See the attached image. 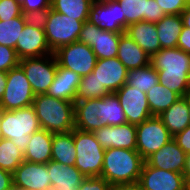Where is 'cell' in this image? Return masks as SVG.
Masks as SVG:
<instances>
[{
    "mask_svg": "<svg viewBox=\"0 0 190 190\" xmlns=\"http://www.w3.org/2000/svg\"><path fill=\"white\" fill-rule=\"evenodd\" d=\"M166 15H181L190 0H155Z\"/></svg>",
    "mask_w": 190,
    "mask_h": 190,
    "instance_id": "cell-40",
    "label": "cell"
},
{
    "mask_svg": "<svg viewBox=\"0 0 190 190\" xmlns=\"http://www.w3.org/2000/svg\"><path fill=\"white\" fill-rule=\"evenodd\" d=\"M51 60L43 57L23 58L19 66L25 72L35 95L46 94L49 86L53 83L57 71V60L52 53ZM44 61H43V59Z\"/></svg>",
    "mask_w": 190,
    "mask_h": 190,
    "instance_id": "cell-10",
    "label": "cell"
},
{
    "mask_svg": "<svg viewBox=\"0 0 190 190\" xmlns=\"http://www.w3.org/2000/svg\"><path fill=\"white\" fill-rule=\"evenodd\" d=\"M50 10L51 7L45 10L22 12L25 24L44 30Z\"/></svg>",
    "mask_w": 190,
    "mask_h": 190,
    "instance_id": "cell-38",
    "label": "cell"
},
{
    "mask_svg": "<svg viewBox=\"0 0 190 190\" xmlns=\"http://www.w3.org/2000/svg\"><path fill=\"white\" fill-rule=\"evenodd\" d=\"M112 187L103 177H86L78 190H112Z\"/></svg>",
    "mask_w": 190,
    "mask_h": 190,
    "instance_id": "cell-41",
    "label": "cell"
},
{
    "mask_svg": "<svg viewBox=\"0 0 190 190\" xmlns=\"http://www.w3.org/2000/svg\"><path fill=\"white\" fill-rule=\"evenodd\" d=\"M47 169L50 176V190H78L86 178L75 166H67L56 161H49Z\"/></svg>",
    "mask_w": 190,
    "mask_h": 190,
    "instance_id": "cell-21",
    "label": "cell"
},
{
    "mask_svg": "<svg viewBox=\"0 0 190 190\" xmlns=\"http://www.w3.org/2000/svg\"><path fill=\"white\" fill-rule=\"evenodd\" d=\"M122 34L101 30L87 20L82 25L78 41L90 46L97 59H106L117 56Z\"/></svg>",
    "mask_w": 190,
    "mask_h": 190,
    "instance_id": "cell-11",
    "label": "cell"
},
{
    "mask_svg": "<svg viewBox=\"0 0 190 190\" xmlns=\"http://www.w3.org/2000/svg\"><path fill=\"white\" fill-rule=\"evenodd\" d=\"M116 57L128 70L141 68L150 64V57L147 53L125 33L120 36Z\"/></svg>",
    "mask_w": 190,
    "mask_h": 190,
    "instance_id": "cell-25",
    "label": "cell"
},
{
    "mask_svg": "<svg viewBox=\"0 0 190 190\" xmlns=\"http://www.w3.org/2000/svg\"><path fill=\"white\" fill-rule=\"evenodd\" d=\"M177 47L190 54V28L183 27L178 39Z\"/></svg>",
    "mask_w": 190,
    "mask_h": 190,
    "instance_id": "cell-44",
    "label": "cell"
},
{
    "mask_svg": "<svg viewBox=\"0 0 190 190\" xmlns=\"http://www.w3.org/2000/svg\"><path fill=\"white\" fill-rule=\"evenodd\" d=\"M146 95L152 116H160L181 98L177 93L167 89L160 83L149 89Z\"/></svg>",
    "mask_w": 190,
    "mask_h": 190,
    "instance_id": "cell-31",
    "label": "cell"
},
{
    "mask_svg": "<svg viewBox=\"0 0 190 190\" xmlns=\"http://www.w3.org/2000/svg\"><path fill=\"white\" fill-rule=\"evenodd\" d=\"M92 73L109 93H115L124 86L128 77V69L117 57L97 59Z\"/></svg>",
    "mask_w": 190,
    "mask_h": 190,
    "instance_id": "cell-17",
    "label": "cell"
},
{
    "mask_svg": "<svg viewBox=\"0 0 190 190\" xmlns=\"http://www.w3.org/2000/svg\"><path fill=\"white\" fill-rule=\"evenodd\" d=\"M159 117L172 136L185 130L190 125L189 110L183 97L173 103Z\"/></svg>",
    "mask_w": 190,
    "mask_h": 190,
    "instance_id": "cell-28",
    "label": "cell"
},
{
    "mask_svg": "<svg viewBox=\"0 0 190 190\" xmlns=\"http://www.w3.org/2000/svg\"><path fill=\"white\" fill-rule=\"evenodd\" d=\"M125 34L133 39L149 57L161 50L155 23L146 21L132 23L126 28Z\"/></svg>",
    "mask_w": 190,
    "mask_h": 190,
    "instance_id": "cell-22",
    "label": "cell"
},
{
    "mask_svg": "<svg viewBox=\"0 0 190 190\" xmlns=\"http://www.w3.org/2000/svg\"><path fill=\"white\" fill-rule=\"evenodd\" d=\"M82 25V21L51 9L44 28L50 49L55 52L63 45L78 41Z\"/></svg>",
    "mask_w": 190,
    "mask_h": 190,
    "instance_id": "cell-8",
    "label": "cell"
},
{
    "mask_svg": "<svg viewBox=\"0 0 190 190\" xmlns=\"http://www.w3.org/2000/svg\"><path fill=\"white\" fill-rule=\"evenodd\" d=\"M13 174L0 168V190H12Z\"/></svg>",
    "mask_w": 190,
    "mask_h": 190,
    "instance_id": "cell-45",
    "label": "cell"
},
{
    "mask_svg": "<svg viewBox=\"0 0 190 190\" xmlns=\"http://www.w3.org/2000/svg\"><path fill=\"white\" fill-rule=\"evenodd\" d=\"M109 92L105 87L101 86L93 73L82 76L76 90L75 102L84 101L95 98H102L108 95Z\"/></svg>",
    "mask_w": 190,
    "mask_h": 190,
    "instance_id": "cell-35",
    "label": "cell"
},
{
    "mask_svg": "<svg viewBox=\"0 0 190 190\" xmlns=\"http://www.w3.org/2000/svg\"><path fill=\"white\" fill-rule=\"evenodd\" d=\"M183 174L184 176H190V152L186 154V163Z\"/></svg>",
    "mask_w": 190,
    "mask_h": 190,
    "instance_id": "cell-49",
    "label": "cell"
},
{
    "mask_svg": "<svg viewBox=\"0 0 190 190\" xmlns=\"http://www.w3.org/2000/svg\"><path fill=\"white\" fill-rule=\"evenodd\" d=\"M54 55L57 63L80 77L92 73L97 57L92 48L79 41L59 47Z\"/></svg>",
    "mask_w": 190,
    "mask_h": 190,
    "instance_id": "cell-9",
    "label": "cell"
},
{
    "mask_svg": "<svg viewBox=\"0 0 190 190\" xmlns=\"http://www.w3.org/2000/svg\"><path fill=\"white\" fill-rule=\"evenodd\" d=\"M41 128L33 106L17 110H0L1 138L11 139L20 150L25 152L33 133Z\"/></svg>",
    "mask_w": 190,
    "mask_h": 190,
    "instance_id": "cell-4",
    "label": "cell"
},
{
    "mask_svg": "<svg viewBox=\"0 0 190 190\" xmlns=\"http://www.w3.org/2000/svg\"><path fill=\"white\" fill-rule=\"evenodd\" d=\"M7 82V72L0 71V100L3 97Z\"/></svg>",
    "mask_w": 190,
    "mask_h": 190,
    "instance_id": "cell-48",
    "label": "cell"
},
{
    "mask_svg": "<svg viewBox=\"0 0 190 190\" xmlns=\"http://www.w3.org/2000/svg\"><path fill=\"white\" fill-rule=\"evenodd\" d=\"M112 190H144L138 182L117 184L112 187Z\"/></svg>",
    "mask_w": 190,
    "mask_h": 190,
    "instance_id": "cell-46",
    "label": "cell"
},
{
    "mask_svg": "<svg viewBox=\"0 0 190 190\" xmlns=\"http://www.w3.org/2000/svg\"><path fill=\"white\" fill-rule=\"evenodd\" d=\"M180 16L182 18L183 27H189L190 28V4L181 13Z\"/></svg>",
    "mask_w": 190,
    "mask_h": 190,
    "instance_id": "cell-47",
    "label": "cell"
},
{
    "mask_svg": "<svg viewBox=\"0 0 190 190\" xmlns=\"http://www.w3.org/2000/svg\"><path fill=\"white\" fill-rule=\"evenodd\" d=\"M185 190H190V176H185Z\"/></svg>",
    "mask_w": 190,
    "mask_h": 190,
    "instance_id": "cell-51",
    "label": "cell"
},
{
    "mask_svg": "<svg viewBox=\"0 0 190 190\" xmlns=\"http://www.w3.org/2000/svg\"><path fill=\"white\" fill-rule=\"evenodd\" d=\"M117 0L92 2L88 21L101 30L125 33L126 20Z\"/></svg>",
    "mask_w": 190,
    "mask_h": 190,
    "instance_id": "cell-12",
    "label": "cell"
},
{
    "mask_svg": "<svg viewBox=\"0 0 190 190\" xmlns=\"http://www.w3.org/2000/svg\"><path fill=\"white\" fill-rule=\"evenodd\" d=\"M91 0H51L52 10L64 14L83 23L88 20Z\"/></svg>",
    "mask_w": 190,
    "mask_h": 190,
    "instance_id": "cell-32",
    "label": "cell"
},
{
    "mask_svg": "<svg viewBox=\"0 0 190 190\" xmlns=\"http://www.w3.org/2000/svg\"><path fill=\"white\" fill-rule=\"evenodd\" d=\"M20 59L16 54V50L0 45V71L8 72L10 69L16 68L19 66Z\"/></svg>",
    "mask_w": 190,
    "mask_h": 190,
    "instance_id": "cell-37",
    "label": "cell"
},
{
    "mask_svg": "<svg viewBox=\"0 0 190 190\" xmlns=\"http://www.w3.org/2000/svg\"><path fill=\"white\" fill-rule=\"evenodd\" d=\"M81 77L57 63V71L53 83L47 90V95L62 99L65 101L75 102V95L77 87L80 83Z\"/></svg>",
    "mask_w": 190,
    "mask_h": 190,
    "instance_id": "cell-23",
    "label": "cell"
},
{
    "mask_svg": "<svg viewBox=\"0 0 190 190\" xmlns=\"http://www.w3.org/2000/svg\"><path fill=\"white\" fill-rule=\"evenodd\" d=\"M35 94L30 82L20 66L7 72V82L3 97L0 100V110H17L33 105Z\"/></svg>",
    "mask_w": 190,
    "mask_h": 190,
    "instance_id": "cell-6",
    "label": "cell"
},
{
    "mask_svg": "<svg viewBox=\"0 0 190 190\" xmlns=\"http://www.w3.org/2000/svg\"><path fill=\"white\" fill-rule=\"evenodd\" d=\"M126 115L127 123L139 125L152 116L147 95L127 84L115 92Z\"/></svg>",
    "mask_w": 190,
    "mask_h": 190,
    "instance_id": "cell-13",
    "label": "cell"
},
{
    "mask_svg": "<svg viewBox=\"0 0 190 190\" xmlns=\"http://www.w3.org/2000/svg\"><path fill=\"white\" fill-rule=\"evenodd\" d=\"M24 161V152L11 139L0 138V168L10 173Z\"/></svg>",
    "mask_w": 190,
    "mask_h": 190,
    "instance_id": "cell-34",
    "label": "cell"
},
{
    "mask_svg": "<svg viewBox=\"0 0 190 190\" xmlns=\"http://www.w3.org/2000/svg\"><path fill=\"white\" fill-rule=\"evenodd\" d=\"M138 183L144 190H185L183 173L143 165Z\"/></svg>",
    "mask_w": 190,
    "mask_h": 190,
    "instance_id": "cell-14",
    "label": "cell"
},
{
    "mask_svg": "<svg viewBox=\"0 0 190 190\" xmlns=\"http://www.w3.org/2000/svg\"><path fill=\"white\" fill-rule=\"evenodd\" d=\"M76 148L75 167L85 177L101 176L105 149L93 132L74 128L72 131Z\"/></svg>",
    "mask_w": 190,
    "mask_h": 190,
    "instance_id": "cell-5",
    "label": "cell"
},
{
    "mask_svg": "<svg viewBox=\"0 0 190 190\" xmlns=\"http://www.w3.org/2000/svg\"><path fill=\"white\" fill-rule=\"evenodd\" d=\"M183 98L186 100L187 107L189 110V117H190V91Z\"/></svg>",
    "mask_w": 190,
    "mask_h": 190,
    "instance_id": "cell-50",
    "label": "cell"
},
{
    "mask_svg": "<svg viewBox=\"0 0 190 190\" xmlns=\"http://www.w3.org/2000/svg\"><path fill=\"white\" fill-rule=\"evenodd\" d=\"M93 134L104 149L136 150V125L125 123L118 126H104Z\"/></svg>",
    "mask_w": 190,
    "mask_h": 190,
    "instance_id": "cell-16",
    "label": "cell"
},
{
    "mask_svg": "<svg viewBox=\"0 0 190 190\" xmlns=\"http://www.w3.org/2000/svg\"><path fill=\"white\" fill-rule=\"evenodd\" d=\"M21 15V5L15 0H0V21H8Z\"/></svg>",
    "mask_w": 190,
    "mask_h": 190,
    "instance_id": "cell-39",
    "label": "cell"
},
{
    "mask_svg": "<svg viewBox=\"0 0 190 190\" xmlns=\"http://www.w3.org/2000/svg\"><path fill=\"white\" fill-rule=\"evenodd\" d=\"M155 24L161 49L177 47L178 39L183 28L181 16L165 15Z\"/></svg>",
    "mask_w": 190,
    "mask_h": 190,
    "instance_id": "cell-29",
    "label": "cell"
},
{
    "mask_svg": "<svg viewBox=\"0 0 190 190\" xmlns=\"http://www.w3.org/2000/svg\"><path fill=\"white\" fill-rule=\"evenodd\" d=\"M75 128L94 132L104 125L98 118V98L74 102Z\"/></svg>",
    "mask_w": 190,
    "mask_h": 190,
    "instance_id": "cell-26",
    "label": "cell"
},
{
    "mask_svg": "<svg viewBox=\"0 0 190 190\" xmlns=\"http://www.w3.org/2000/svg\"><path fill=\"white\" fill-rule=\"evenodd\" d=\"M159 83L184 97L190 91V54L178 47L161 49L150 57Z\"/></svg>",
    "mask_w": 190,
    "mask_h": 190,
    "instance_id": "cell-1",
    "label": "cell"
},
{
    "mask_svg": "<svg viewBox=\"0 0 190 190\" xmlns=\"http://www.w3.org/2000/svg\"><path fill=\"white\" fill-rule=\"evenodd\" d=\"M117 2L122 8L126 28L140 21L156 23L166 15L155 0H117Z\"/></svg>",
    "mask_w": 190,
    "mask_h": 190,
    "instance_id": "cell-19",
    "label": "cell"
},
{
    "mask_svg": "<svg viewBox=\"0 0 190 190\" xmlns=\"http://www.w3.org/2000/svg\"><path fill=\"white\" fill-rule=\"evenodd\" d=\"M13 187L26 190H50L47 164L23 161L13 173Z\"/></svg>",
    "mask_w": 190,
    "mask_h": 190,
    "instance_id": "cell-15",
    "label": "cell"
},
{
    "mask_svg": "<svg viewBox=\"0 0 190 190\" xmlns=\"http://www.w3.org/2000/svg\"><path fill=\"white\" fill-rule=\"evenodd\" d=\"M16 54L23 58L43 57L54 53L47 42L43 29L25 25L15 46Z\"/></svg>",
    "mask_w": 190,
    "mask_h": 190,
    "instance_id": "cell-18",
    "label": "cell"
},
{
    "mask_svg": "<svg viewBox=\"0 0 190 190\" xmlns=\"http://www.w3.org/2000/svg\"><path fill=\"white\" fill-rule=\"evenodd\" d=\"M51 160L67 166H74L76 148L72 132L53 134Z\"/></svg>",
    "mask_w": 190,
    "mask_h": 190,
    "instance_id": "cell-30",
    "label": "cell"
},
{
    "mask_svg": "<svg viewBox=\"0 0 190 190\" xmlns=\"http://www.w3.org/2000/svg\"><path fill=\"white\" fill-rule=\"evenodd\" d=\"M32 106L42 129L59 134L71 132L75 128L74 102L38 94Z\"/></svg>",
    "mask_w": 190,
    "mask_h": 190,
    "instance_id": "cell-3",
    "label": "cell"
},
{
    "mask_svg": "<svg viewBox=\"0 0 190 190\" xmlns=\"http://www.w3.org/2000/svg\"><path fill=\"white\" fill-rule=\"evenodd\" d=\"M145 160L131 149H105L101 177L111 186L138 182Z\"/></svg>",
    "mask_w": 190,
    "mask_h": 190,
    "instance_id": "cell-2",
    "label": "cell"
},
{
    "mask_svg": "<svg viewBox=\"0 0 190 190\" xmlns=\"http://www.w3.org/2000/svg\"><path fill=\"white\" fill-rule=\"evenodd\" d=\"M53 133L40 129L30 137L24 152V160L32 163L47 164L52 157Z\"/></svg>",
    "mask_w": 190,
    "mask_h": 190,
    "instance_id": "cell-24",
    "label": "cell"
},
{
    "mask_svg": "<svg viewBox=\"0 0 190 190\" xmlns=\"http://www.w3.org/2000/svg\"><path fill=\"white\" fill-rule=\"evenodd\" d=\"M12 190H26V189H19V188L13 187Z\"/></svg>",
    "mask_w": 190,
    "mask_h": 190,
    "instance_id": "cell-52",
    "label": "cell"
},
{
    "mask_svg": "<svg viewBox=\"0 0 190 190\" xmlns=\"http://www.w3.org/2000/svg\"><path fill=\"white\" fill-rule=\"evenodd\" d=\"M145 162L158 169L184 173L186 153L172 139L160 150L150 155Z\"/></svg>",
    "mask_w": 190,
    "mask_h": 190,
    "instance_id": "cell-20",
    "label": "cell"
},
{
    "mask_svg": "<svg viewBox=\"0 0 190 190\" xmlns=\"http://www.w3.org/2000/svg\"><path fill=\"white\" fill-rule=\"evenodd\" d=\"M98 118L104 126L127 123L126 115L115 93L98 98Z\"/></svg>",
    "mask_w": 190,
    "mask_h": 190,
    "instance_id": "cell-27",
    "label": "cell"
},
{
    "mask_svg": "<svg viewBox=\"0 0 190 190\" xmlns=\"http://www.w3.org/2000/svg\"><path fill=\"white\" fill-rule=\"evenodd\" d=\"M159 83L157 71L149 64L137 69L128 70L126 84L147 93L149 89Z\"/></svg>",
    "mask_w": 190,
    "mask_h": 190,
    "instance_id": "cell-33",
    "label": "cell"
},
{
    "mask_svg": "<svg viewBox=\"0 0 190 190\" xmlns=\"http://www.w3.org/2000/svg\"><path fill=\"white\" fill-rule=\"evenodd\" d=\"M25 25L23 15L8 21H0V45L15 49Z\"/></svg>",
    "mask_w": 190,
    "mask_h": 190,
    "instance_id": "cell-36",
    "label": "cell"
},
{
    "mask_svg": "<svg viewBox=\"0 0 190 190\" xmlns=\"http://www.w3.org/2000/svg\"><path fill=\"white\" fill-rule=\"evenodd\" d=\"M177 145L187 154L190 152V125L173 136Z\"/></svg>",
    "mask_w": 190,
    "mask_h": 190,
    "instance_id": "cell-43",
    "label": "cell"
},
{
    "mask_svg": "<svg viewBox=\"0 0 190 190\" xmlns=\"http://www.w3.org/2000/svg\"><path fill=\"white\" fill-rule=\"evenodd\" d=\"M136 134V150L144 160L173 139L159 116H151L136 125Z\"/></svg>",
    "mask_w": 190,
    "mask_h": 190,
    "instance_id": "cell-7",
    "label": "cell"
},
{
    "mask_svg": "<svg viewBox=\"0 0 190 190\" xmlns=\"http://www.w3.org/2000/svg\"><path fill=\"white\" fill-rule=\"evenodd\" d=\"M21 5L22 12L45 10L50 8L51 0H15Z\"/></svg>",
    "mask_w": 190,
    "mask_h": 190,
    "instance_id": "cell-42",
    "label": "cell"
}]
</instances>
